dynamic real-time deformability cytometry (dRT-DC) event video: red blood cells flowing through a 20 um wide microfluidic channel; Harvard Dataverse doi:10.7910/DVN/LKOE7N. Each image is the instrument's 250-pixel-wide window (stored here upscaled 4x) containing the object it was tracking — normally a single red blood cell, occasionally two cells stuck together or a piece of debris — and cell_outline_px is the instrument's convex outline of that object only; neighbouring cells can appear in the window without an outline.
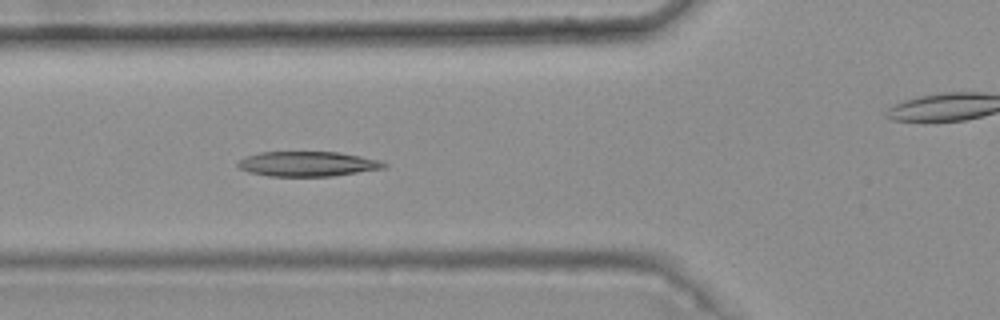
{"species": "common noctule bat (a hibernating species)", "species_latin": "Nyctalus noctula", "temperature_condition": "warm", "stored_images_in_passage": 6, "segment_of_instrument_passage": [1, 2], "camera_frame_rate_fps": 3000, "um_per_image_px": 0.085, "animal": {"sex": "female", "body_mass_g": 25.1}, "frame": {"image": 1, "passage_image": 5, "time_ms": 1.333, "image_size_px": [1000, 320], "cell_outline_px": [[388, 164], [384, 168], [332, 176], [268, 176], [248, 172], [240, 168], [236, 164], [244, 156], [260, 152], [340, 152], [380, 160]], "centroid_in_image_um": [26.12, 13.93], "position_along_channel_um": 99.7, "area_um2": 21.21}}